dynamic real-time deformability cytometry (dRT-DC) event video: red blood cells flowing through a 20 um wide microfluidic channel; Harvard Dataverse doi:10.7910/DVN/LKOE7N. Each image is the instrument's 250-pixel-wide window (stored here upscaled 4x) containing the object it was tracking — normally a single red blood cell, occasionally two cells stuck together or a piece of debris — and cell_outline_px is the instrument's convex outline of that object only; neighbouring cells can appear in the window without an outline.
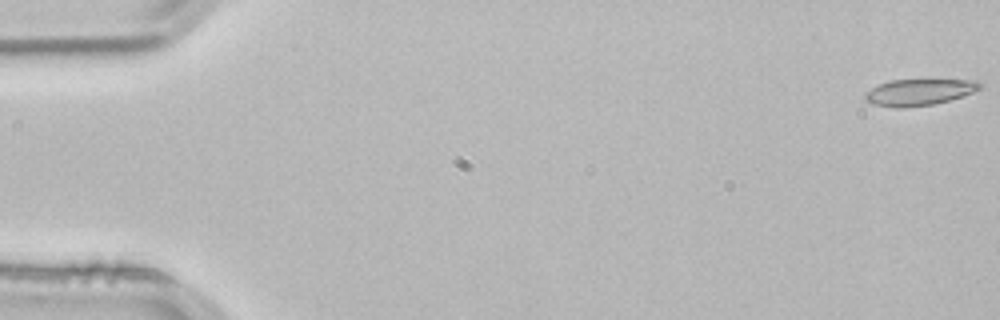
{"species": "common noctule bat (a hibernating species)", "species_latin": "Nyctalus noctula", "temperature_condition": "room temperature", "stored_images_in_passage": 19, "camera_frame_rate_fps": 3000, "um_per_image_px": 0.085, "animal": {"sex": "male", "body_mass_g": 21.5, "forearm_length_mm": 52.0}, "frame": {"image": 1, "passage_image": 1, "time_ms": 0.0, "image_size_px": [1000, 320], "cell_outline_px": [[984, 84], [980, 88], [972, 92], [948, 100], [932, 104], [900, 108], [896, 108], [872, 104], [864, 100], [864, 92], [880, 84], [892, 80], [976, 80]], "centroid_in_image_um": [78.08, 7.83], "position_along_channel_um": 6.9, "area_um2": 17.46}}
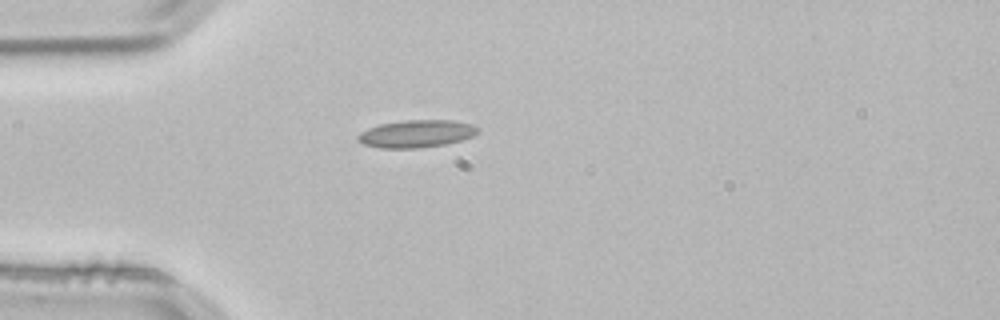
{"frame": {"image": 2, "passage_image": 15, "time_ms": 4.667, "image_size_px": [1000, 320], "cell_outline_px": [[480, 132], [472, 136], [460, 140], [444, 144], [420, 148], [380, 148], [364, 144], [356, 140], [356, 136], [360, 132], [368, 128], [380, 124], [404, 120], [452, 120], [472, 124], [480, 128]], "centroid_in_image_um": [35.39, 11.36], "position_along_channel_um": 49.6, "area_um2": 19.31}}